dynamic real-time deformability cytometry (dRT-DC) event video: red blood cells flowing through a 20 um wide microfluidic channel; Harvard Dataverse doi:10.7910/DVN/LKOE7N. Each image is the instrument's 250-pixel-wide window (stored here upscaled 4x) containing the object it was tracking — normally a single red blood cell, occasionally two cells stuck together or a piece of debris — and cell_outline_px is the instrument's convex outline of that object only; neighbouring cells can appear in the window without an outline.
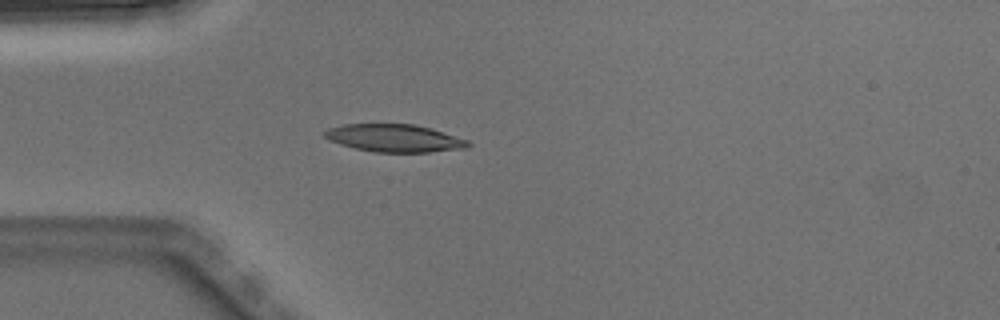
{"species": "Egyptian fruit bat (a non-hibernating species)", "species_latin": "Rousettus aegyptiacus", "temperature_condition": "warm", "stored_images_in_passage": 3, "camera_frame_rate_fps": 3000, "um_per_image_px": 0.085, "animal": {"sex": "male"}, "frame": {"image": 1, "passage_image": 3, "time_ms": 0.667, "image_size_px": [1000, 320], "cell_outline_px": [[472, 144], [468, 148], [428, 152], [376, 152], [356, 148], [340, 144], [328, 140], [324, 136], [324, 132], [328, 128], [344, 124], [416, 124], [468, 140]], "centroid_in_image_um": [33.52, 11.74], "position_along_channel_um": 51.5, "area_um2": 23.0}}